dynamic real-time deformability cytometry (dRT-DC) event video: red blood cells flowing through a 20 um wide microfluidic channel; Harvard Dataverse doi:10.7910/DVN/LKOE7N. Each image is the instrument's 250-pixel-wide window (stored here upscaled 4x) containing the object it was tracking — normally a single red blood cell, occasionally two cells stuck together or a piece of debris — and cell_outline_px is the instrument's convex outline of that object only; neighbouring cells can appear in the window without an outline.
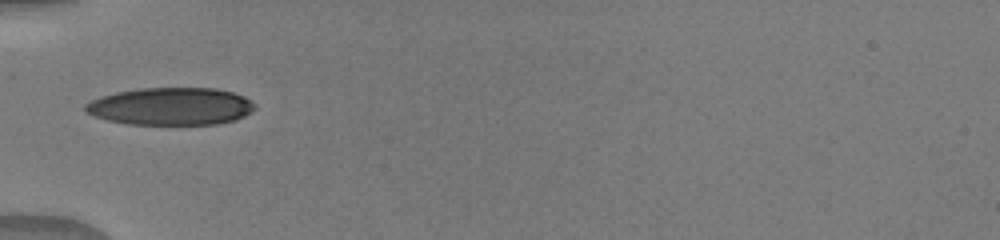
{"species": "human", "species_latin": "Homo sapiens", "temperature_condition": "warm", "stored_images_in_passage": 28, "camera_frame_rate_fps": 3000, "um_per_image_px": 0.085, "donor": {"sex": "male"}, "frame": {"image": 1, "passage_image": 1, "time_ms": 0.0, "image_size_px": [1000, 240], "cell_outline_px": [[256, 108], [244, 116], [236, 120], [216, 124], [128, 124], [108, 120], [84, 112], [84, 104], [100, 96], [116, 92], [140, 88], [216, 88], [232, 92], [244, 96], [256, 104]], "centroid_in_image_um": [14.52, 9.03], "position_along_channel_um": 70.5, "area_um2": 37.17}}